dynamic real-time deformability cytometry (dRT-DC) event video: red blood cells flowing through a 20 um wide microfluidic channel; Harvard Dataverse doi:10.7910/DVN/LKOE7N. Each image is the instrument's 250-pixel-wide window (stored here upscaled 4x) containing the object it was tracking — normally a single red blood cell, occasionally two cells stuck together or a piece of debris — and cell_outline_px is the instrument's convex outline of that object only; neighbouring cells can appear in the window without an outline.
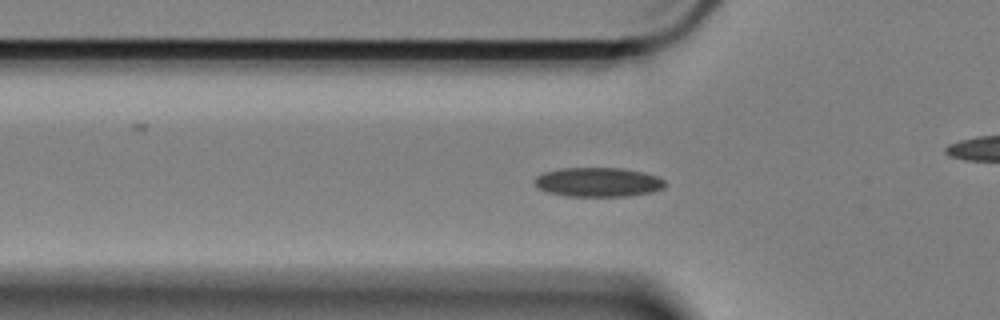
{"species": "Egyptian fruit bat (a non-hibernating species)", "species_latin": "Rousettus aegyptiacus", "temperature_condition": "cold", "stored_images_in_passage": 44, "camera_frame_rate_fps": 3000, "um_per_image_px": 0.085, "animal": {"sex": "female"}, "frame": {"image": 1, "passage_image": 3, "time_ms": 0.667, "image_size_px": [1000, 320], "cell_outline_px": [[668, 184], [664, 188], [652, 192], [628, 196], [564, 196], [548, 192], [540, 188], [536, 184], [536, 176], [544, 172], [560, 168], [624, 168], [656, 176], [664, 180]], "centroid_in_image_um": [50.87, 15.48], "position_along_channel_um": 74.9, "area_um2": 22.2}}
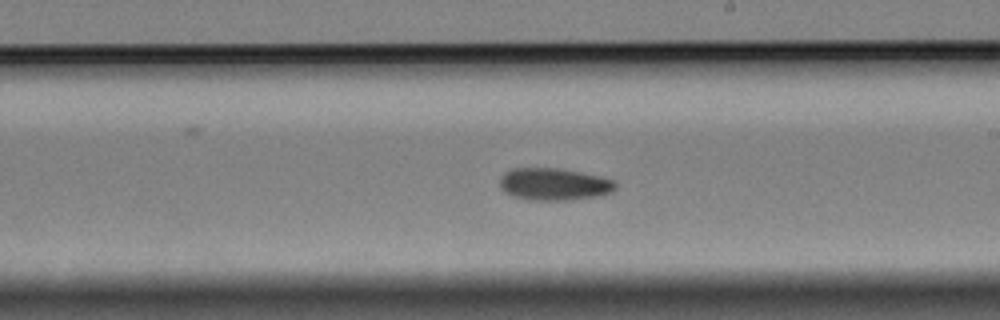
{"frame": {"image": 2, "passage_image": 18, "time_ms": 5.667, "image_size_px": [1000, 320], "cell_outline_px": [[616, 188], [612, 192], [596, 196], [568, 200], [528, 200], [512, 196], [504, 192], [500, 188], [500, 180], [504, 172], [512, 168], [556, 168], [580, 172], [600, 176], [616, 180]], "centroid_in_image_um": [47.08, 15.66], "position_along_channel_um": 241.9, "area_um2": 21.85}}
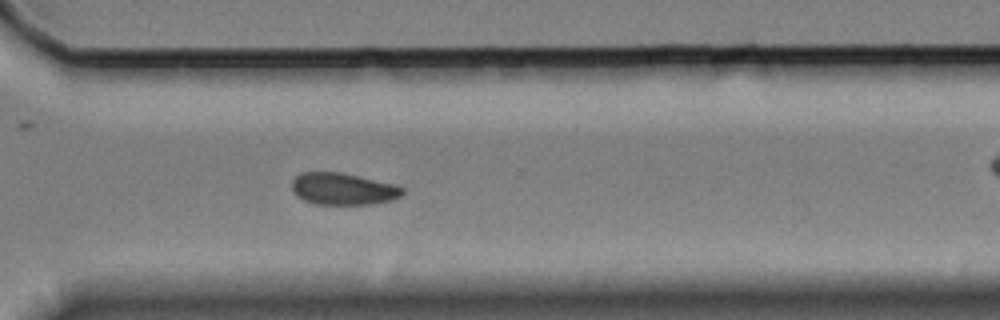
{"frame": {"image": 3, "passage_image": 27, "time_ms": 8.667, "image_size_px": [1000, 320], "cell_outline_px": [[404, 192], [400, 196], [392, 200], [376, 204], [316, 204], [304, 200], [296, 196], [292, 192], [292, 180], [300, 172], [340, 172], [392, 184], [404, 188]], "centroid_in_image_um": [29.12, 16.06], "position_along_channel_um": 341.5, "area_um2": 20.52}, "authors_computed_cell_mechanics": {"area_um2": 21.1548, "velocity_mm_per_s": 3.3283, "shape_relaxation_time_tau1_ms": null, "shape_relaxation_time_tau2_ms": 9.3779, "deformation_change_tau1": null, "deformation_change_tau2": 0.1261}}